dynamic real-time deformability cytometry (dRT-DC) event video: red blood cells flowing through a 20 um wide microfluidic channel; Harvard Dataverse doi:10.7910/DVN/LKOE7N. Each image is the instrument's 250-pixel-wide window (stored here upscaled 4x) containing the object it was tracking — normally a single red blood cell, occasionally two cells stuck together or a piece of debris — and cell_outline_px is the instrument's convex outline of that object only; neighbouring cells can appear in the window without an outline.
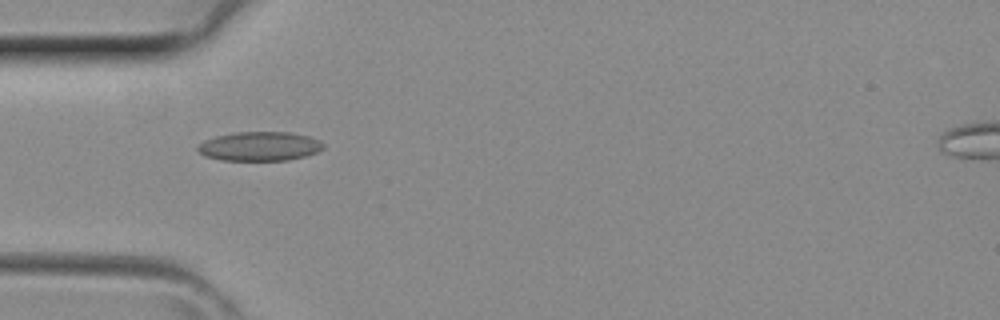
{"species": "common noctule bat (a hibernating species)", "species_latin": "Nyctalus noctula", "temperature_condition": "room temperature", "stored_images_in_passage": 4, "camera_frame_rate_fps": 3000, "um_per_image_px": 0.085, "animal": {"sex": "female", "body_mass_g": 29.2, "forearm_length_mm": 56.3}, "frame": {"image": 1, "passage_image": 4, "time_ms": 1.0, "image_size_px": [1000, 320], "cell_outline_px": [[324, 148], [316, 152], [304, 156], [288, 160], [220, 160], [204, 156], [196, 148], [204, 140], [216, 136], [236, 132], [288, 132], [308, 136], [320, 140], [324, 144]], "centroid_in_image_um": [22.06, 12.43], "position_along_channel_um": 62.9, "area_um2": 21.27}}